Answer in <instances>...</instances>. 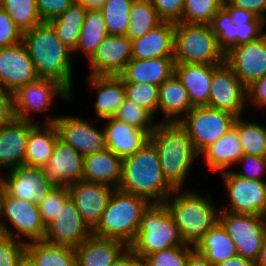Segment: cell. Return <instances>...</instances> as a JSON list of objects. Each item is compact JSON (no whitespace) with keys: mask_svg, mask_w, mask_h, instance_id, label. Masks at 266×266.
<instances>
[{"mask_svg":"<svg viewBox=\"0 0 266 266\" xmlns=\"http://www.w3.org/2000/svg\"><path fill=\"white\" fill-rule=\"evenodd\" d=\"M118 188L149 203H163L170 193H174L175 189L163 175L157 149L150 140L135 154L123 159Z\"/></svg>","mask_w":266,"mask_h":266,"instance_id":"cell-1","label":"cell"},{"mask_svg":"<svg viewBox=\"0 0 266 266\" xmlns=\"http://www.w3.org/2000/svg\"><path fill=\"white\" fill-rule=\"evenodd\" d=\"M39 78H52L72 93L73 53L57 38L49 22L25 31L22 38Z\"/></svg>","mask_w":266,"mask_h":266,"instance_id":"cell-2","label":"cell"},{"mask_svg":"<svg viewBox=\"0 0 266 266\" xmlns=\"http://www.w3.org/2000/svg\"><path fill=\"white\" fill-rule=\"evenodd\" d=\"M149 140L157 149L165 179L175 190H181L188 171L200 156L186 129L179 122H159Z\"/></svg>","mask_w":266,"mask_h":266,"instance_id":"cell-3","label":"cell"},{"mask_svg":"<svg viewBox=\"0 0 266 266\" xmlns=\"http://www.w3.org/2000/svg\"><path fill=\"white\" fill-rule=\"evenodd\" d=\"M175 193V194H174ZM163 202L178 227L183 242L195 247L202 237L218 222L219 211L210 197L198 193L175 190Z\"/></svg>","mask_w":266,"mask_h":266,"instance_id":"cell-4","label":"cell"},{"mask_svg":"<svg viewBox=\"0 0 266 266\" xmlns=\"http://www.w3.org/2000/svg\"><path fill=\"white\" fill-rule=\"evenodd\" d=\"M149 204L142 197L115 188L92 235L117 239L128 246L134 240L142 214Z\"/></svg>","mask_w":266,"mask_h":266,"instance_id":"cell-5","label":"cell"},{"mask_svg":"<svg viewBox=\"0 0 266 266\" xmlns=\"http://www.w3.org/2000/svg\"><path fill=\"white\" fill-rule=\"evenodd\" d=\"M184 244L164 203H150L144 210L139 230L128 247L145 259L155 252Z\"/></svg>","mask_w":266,"mask_h":266,"instance_id":"cell-6","label":"cell"},{"mask_svg":"<svg viewBox=\"0 0 266 266\" xmlns=\"http://www.w3.org/2000/svg\"><path fill=\"white\" fill-rule=\"evenodd\" d=\"M175 63L220 65L225 54L219 48L216 36L207 24L175 23Z\"/></svg>","mask_w":266,"mask_h":266,"instance_id":"cell-7","label":"cell"},{"mask_svg":"<svg viewBox=\"0 0 266 266\" xmlns=\"http://www.w3.org/2000/svg\"><path fill=\"white\" fill-rule=\"evenodd\" d=\"M236 116L208 106H194L179 122L187 131L192 145L200 154L234 126Z\"/></svg>","mask_w":266,"mask_h":266,"instance_id":"cell-8","label":"cell"},{"mask_svg":"<svg viewBox=\"0 0 266 266\" xmlns=\"http://www.w3.org/2000/svg\"><path fill=\"white\" fill-rule=\"evenodd\" d=\"M218 222L233 240L237 254L256 262L266 234V217L220 210Z\"/></svg>","mask_w":266,"mask_h":266,"instance_id":"cell-9","label":"cell"},{"mask_svg":"<svg viewBox=\"0 0 266 266\" xmlns=\"http://www.w3.org/2000/svg\"><path fill=\"white\" fill-rule=\"evenodd\" d=\"M56 95L69 100L72 94L52 78H38L17 88L12 93L15 118L33 122L30 113L49 110Z\"/></svg>","mask_w":266,"mask_h":266,"instance_id":"cell-10","label":"cell"},{"mask_svg":"<svg viewBox=\"0 0 266 266\" xmlns=\"http://www.w3.org/2000/svg\"><path fill=\"white\" fill-rule=\"evenodd\" d=\"M4 217L11 222L16 233L10 230L7 223H4ZM0 227L3 234L10 235L14 239L21 238L20 235L28 237L27 242L43 240L46 232L38 205L8 194L5 196L0 215Z\"/></svg>","mask_w":266,"mask_h":266,"instance_id":"cell-11","label":"cell"},{"mask_svg":"<svg viewBox=\"0 0 266 266\" xmlns=\"http://www.w3.org/2000/svg\"><path fill=\"white\" fill-rule=\"evenodd\" d=\"M225 182L230 205L222 210L266 217V181L241 178L232 171L220 173Z\"/></svg>","mask_w":266,"mask_h":266,"instance_id":"cell-12","label":"cell"},{"mask_svg":"<svg viewBox=\"0 0 266 266\" xmlns=\"http://www.w3.org/2000/svg\"><path fill=\"white\" fill-rule=\"evenodd\" d=\"M45 121V124H55L59 139L70 145L83 157L106 149L104 129L100 131L81 117L63 115L50 117Z\"/></svg>","mask_w":266,"mask_h":266,"instance_id":"cell-13","label":"cell"},{"mask_svg":"<svg viewBox=\"0 0 266 266\" xmlns=\"http://www.w3.org/2000/svg\"><path fill=\"white\" fill-rule=\"evenodd\" d=\"M247 100V88L224 62L213 72L208 107L241 117Z\"/></svg>","mask_w":266,"mask_h":266,"instance_id":"cell-14","label":"cell"},{"mask_svg":"<svg viewBox=\"0 0 266 266\" xmlns=\"http://www.w3.org/2000/svg\"><path fill=\"white\" fill-rule=\"evenodd\" d=\"M225 63L247 88L266 74V32L258 39L232 47Z\"/></svg>","mask_w":266,"mask_h":266,"instance_id":"cell-15","label":"cell"},{"mask_svg":"<svg viewBox=\"0 0 266 266\" xmlns=\"http://www.w3.org/2000/svg\"><path fill=\"white\" fill-rule=\"evenodd\" d=\"M83 156L58 139L48 164L42 167L46 182L53 189L67 188L83 180Z\"/></svg>","mask_w":266,"mask_h":266,"instance_id":"cell-16","label":"cell"},{"mask_svg":"<svg viewBox=\"0 0 266 266\" xmlns=\"http://www.w3.org/2000/svg\"><path fill=\"white\" fill-rule=\"evenodd\" d=\"M39 78L23 41L0 48V88L13 93Z\"/></svg>","mask_w":266,"mask_h":266,"instance_id":"cell-17","label":"cell"},{"mask_svg":"<svg viewBox=\"0 0 266 266\" xmlns=\"http://www.w3.org/2000/svg\"><path fill=\"white\" fill-rule=\"evenodd\" d=\"M91 235L92 230L84 222L75 203L69 199L56 218L46 226L43 240L76 248Z\"/></svg>","mask_w":266,"mask_h":266,"instance_id":"cell-18","label":"cell"},{"mask_svg":"<svg viewBox=\"0 0 266 266\" xmlns=\"http://www.w3.org/2000/svg\"><path fill=\"white\" fill-rule=\"evenodd\" d=\"M67 188L70 199L75 203L84 222L93 230L101 220L115 188L85 180L71 184Z\"/></svg>","mask_w":266,"mask_h":266,"instance_id":"cell-19","label":"cell"},{"mask_svg":"<svg viewBox=\"0 0 266 266\" xmlns=\"http://www.w3.org/2000/svg\"><path fill=\"white\" fill-rule=\"evenodd\" d=\"M266 22L256 17L251 23H232L229 12L222 6L209 24L219 48L227 53L232 47L249 43L261 37Z\"/></svg>","mask_w":266,"mask_h":266,"instance_id":"cell-20","label":"cell"},{"mask_svg":"<svg viewBox=\"0 0 266 266\" xmlns=\"http://www.w3.org/2000/svg\"><path fill=\"white\" fill-rule=\"evenodd\" d=\"M131 59V40L126 35H108L89 59L90 75H119Z\"/></svg>","mask_w":266,"mask_h":266,"instance_id":"cell-21","label":"cell"},{"mask_svg":"<svg viewBox=\"0 0 266 266\" xmlns=\"http://www.w3.org/2000/svg\"><path fill=\"white\" fill-rule=\"evenodd\" d=\"M4 180L7 186V194L30 201L36 205L40 204L53 188L46 182L41 167L20 165L8 170Z\"/></svg>","mask_w":266,"mask_h":266,"instance_id":"cell-22","label":"cell"},{"mask_svg":"<svg viewBox=\"0 0 266 266\" xmlns=\"http://www.w3.org/2000/svg\"><path fill=\"white\" fill-rule=\"evenodd\" d=\"M35 125V122L15 118L0 128V169L11 170L24 165L29 131Z\"/></svg>","mask_w":266,"mask_h":266,"instance_id":"cell-23","label":"cell"},{"mask_svg":"<svg viewBox=\"0 0 266 266\" xmlns=\"http://www.w3.org/2000/svg\"><path fill=\"white\" fill-rule=\"evenodd\" d=\"M104 127L106 148L122 159L135 154L149 141L150 135L114 117L106 118Z\"/></svg>","mask_w":266,"mask_h":266,"instance_id":"cell-24","label":"cell"},{"mask_svg":"<svg viewBox=\"0 0 266 266\" xmlns=\"http://www.w3.org/2000/svg\"><path fill=\"white\" fill-rule=\"evenodd\" d=\"M219 65L175 63L174 74L188 92L192 106H207L214 70Z\"/></svg>","mask_w":266,"mask_h":266,"instance_id":"cell-25","label":"cell"},{"mask_svg":"<svg viewBox=\"0 0 266 266\" xmlns=\"http://www.w3.org/2000/svg\"><path fill=\"white\" fill-rule=\"evenodd\" d=\"M174 58H132L119 74L123 83H143L160 86L174 74Z\"/></svg>","mask_w":266,"mask_h":266,"instance_id":"cell-26","label":"cell"},{"mask_svg":"<svg viewBox=\"0 0 266 266\" xmlns=\"http://www.w3.org/2000/svg\"><path fill=\"white\" fill-rule=\"evenodd\" d=\"M174 29V23L162 22L143 37L132 40V58H173Z\"/></svg>","mask_w":266,"mask_h":266,"instance_id":"cell-27","label":"cell"},{"mask_svg":"<svg viewBox=\"0 0 266 266\" xmlns=\"http://www.w3.org/2000/svg\"><path fill=\"white\" fill-rule=\"evenodd\" d=\"M127 247L123 241L91 235L75 248L76 266H111Z\"/></svg>","mask_w":266,"mask_h":266,"instance_id":"cell-28","label":"cell"},{"mask_svg":"<svg viewBox=\"0 0 266 266\" xmlns=\"http://www.w3.org/2000/svg\"><path fill=\"white\" fill-rule=\"evenodd\" d=\"M123 159L109 149L84 156L83 180L118 188L122 178Z\"/></svg>","mask_w":266,"mask_h":266,"instance_id":"cell-29","label":"cell"},{"mask_svg":"<svg viewBox=\"0 0 266 266\" xmlns=\"http://www.w3.org/2000/svg\"><path fill=\"white\" fill-rule=\"evenodd\" d=\"M89 76L90 83L98 92L95 102L97 117L100 120L114 117L126 98L123 79L119 75Z\"/></svg>","mask_w":266,"mask_h":266,"instance_id":"cell-30","label":"cell"},{"mask_svg":"<svg viewBox=\"0 0 266 266\" xmlns=\"http://www.w3.org/2000/svg\"><path fill=\"white\" fill-rule=\"evenodd\" d=\"M192 108L188 92L175 74L159 86L158 111L164 114V122H180Z\"/></svg>","mask_w":266,"mask_h":266,"instance_id":"cell-31","label":"cell"},{"mask_svg":"<svg viewBox=\"0 0 266 266\" xmlns=\"http://www.w3.org/2000/svg\"><path fill=\"white\" fill-rule=\"evenodd\" d=\"M211 171L225 172L231 164L239 161L243 155L241 141L237 130L233 127L216 142L211 143L201 153Z\"/></svg>","mask_w":266,"mask_h":266,"instance_id":"cell-32","label":"cell"},{"mask_svg":"<svg viewBox=\"0 0 266 266\" xmlns=\"http://www.w3.org/2000/svg\"><path fill=\"white\" fill-rule=\"evenodd\" d=\"M39 121L29 131L24 165L44 167L48 164L59 133L55 124L42 125Z\"/></svg>","mask_w":266,"mask_h":266,"instance_id":"cell-33","label":"cell"},{"mask_svg":"<svg viewBox=\"0 0 266 266\" xmlns=\"http://www.w3.org/2000/svg\"><path fill=\"white\" fill-rule=\"evenodd\" d=\"M26 256L35 266H76L74 247L44 240L26 242Z\"/></svg>","mask_w":266,"mask_h":266,"instance_id":"cell-34","label":"cell"},{"mask_svg":"<svg viewBox=\"0 0 266 266\" xmlns=\"http://www.w3.org/2000/svg\"><path fill=\"white\" fill-rule=\"evenodd\" d=\"M194 249L213 266L238 255L233 240L219 222L202 237Z\"/></svg>","mask_w":266,"mask_h":266,"instance_id":"cell-35","label":"cell"},{"mask_svg":"<svg viewBox=\"0 0 266 266\" xmlns=\"http://www.w3.org/2000/svg\"><path fill=\"white\" fill-rule=\"evenodd\" d=\"M86 12V7L74 1L65 12L49 21L58 40L72 52H74L78 44Z\"/></svg>","mask_w":266,"mask_h":266,"instance_id":"cell-36","label":"cell"},{"mask_svg":"<svg viewBox=\"0 0 266 266\" xmlns=\"http://www.w3.org/2000/svg\"><path fill=\"white\" fill-rule=\"evenodd\" d=\"M108 35L101 11L99 9H87L78 44L74 51H82L90 59Z\"/></svg>","mask_w":266,"mask_h":266,"instance_id":"cell-37","label":"cell"},{"mask_svg":"<svg viewBox=\"0 0 266 266\" xmlns=\"http://www.w3.org/2000/svg\"><path fill=\"white\" fill-rule=\"evenodd\" d=\"M126 36L132 41L143 37L163 21L149 0H134L129 16Z\"/></svg>","mask_w":266,"mask_h":266,"instance_id":"cell-38","label":"cell"},{"mask_svg":"<svg viewBox=\"0 0 266 266\" xmlns=\"http://www.w3.org/2000/svg\"><path fill=\"white\" fill-rule=\"evenodd\" d=\"M240 137L243 154L266 157V128L257 123L237 117L233 126Z\"/></svg>","mask_w":266,"mask_h":266,"instance_id":"cell-39","label":"cell"},{"mask_svg":"<svg viewBox=\"0 0 266 266\" xmlns=\"http://www.w3.org/2000/svg\"><path fill=\"white\" fill-rule=\"evenodd\" d=\"M134 0H107L99 9L109 35H126Z\"/></svg>","mask_w":266,"mask_h":266,"instance_id":"cell-40","label":"cell"},{"mask_svg":"<svg viewBox=\"0 0 266 266\" xmlns=\"http://www.w3.org/2000/svg\"><path fill=\"white\" fill-rule=\"evenodd\" d=\"M0 7L6 11L22 33L42 23L36 0H0Z\"/></svg>","mask_w":266,"mask_h":266,"instance_id":"cell-41","label":"cell"},{"mask_svg":"<svg viewBox=\"0 0 266 266\" xmlns=\"http://www.w3.org/2000/svg\"><path fill=\"white\" fill-rule=\"evenodd\" d=\"M223 0H184V11L181 22L209 25Z\"/></svg>","mask_w":266,"mask_h":266,"instance_id":"cell-42","label":"cell"},{"mask_svg":"<svg viewBox=\"0 0 266 266\" xmlns=\"http://www.w3.org/2000/svg\"><path fill=\"white\" fill-rule=\"evenodd\" d=\"M114 118L136 128H140L149 135L157 126V123L153 121L154 116L148 110L136 105L127 98L124 99L123 104L119 107Z\"/></svg>","mask_w":266,"mask_h":266,"instance_id":"cell-43","label":"cell"},{"mask_svg":"<svg viewBox=\"0 0 266 266\" xmlns=\"http://www.w3.org/2000/svg\"><path fill=\"white\" fill-rule=\"evenodd\" d=\"M126 98L155 115L159 104V86L143 83H123Z\"/></svg>","mask_w":266,"mask_h":266,"instance_id":"cell-44","label":"cell"},{"mask_svg":"<svg viewBox=\"0 0 266 266\" xmlns=\"http://www.w3.org/2000/svg\"><path fill=\"white\" fill-rule=\"evenodd\" d=\"M194 247L184 244L155 252L145 258L146 266H187Z\"/></svg>","mask_w":266,"mask_h":266,"instance_id":"cell-45","label":"cell"},{"mask_svg":"<svg viewBox=\"0 0 266 266\" xmlns=\"http://www.w3.org/2000/svg\"><path fill=\"white\" fill-rule=\"evenodd\" d=\"M26 256V242L0 235V266H19Z\"/></svg>","mask_w":266,"mask_h":266,"instance_id":"cell-46","label":"cell"},{"mask_svg":"<svg viewBox=\"0 0 266 266\" xmlns=\"http://www.w3.org/2000/svg\"><path fill=\"white\" fill-rule=\"evenodd\" d=\"M70 199L68 188L53 189L48 196L38 204L41 218L47 226L56 218L60 208Z\"/></svg>","mask_w":266,"mask_h":266,"instance_id":"cell-47","label":"cell"},{"mask_svg":"<svg viewBox=\"0 0 266 266\" xmlns=\"http://www.w3.org/2000/svg\"><path fill=\"white\" fill-rule=\"evenodd\" d=\"M163 22L179 23L184 11V0H149Z\"/></svg>","mask_w":266,"mask_h":266,"instance_id":"cell-48","label":"cell"},{"mask_svg":"<svg viewBox=\"0 0 266 266\" xmlns=\"http://www.w3.org/2000/svg\"><path fill=\"white\" fill-rule=\"evenodd\" d=\"M23 33L12 21L6 11L0 7V48L22 41Z\"/></svg>","mask_w":266,"mask_h":266,"instance_id":"cell-49","label":"cell"},{"mask_svg":"<svg viewBox=\"0 0 266 266\" xmlns=\"http://www.w3.org/2000/svg\"><path fill=\"white\" fill-rule=\"evenodd\" d=\"M75 0H36V7L42 22L60 16Z\"/></svg>","mask_w":266,"mask_h":266,"instance_id":"cell-50","label":"cell"},{"mask_svg":"<svg viewBox=\"0 0 266 266\" xmlns=\"http://www.w3.org/2000/svg\"><path fill=\"white\" fill-rule=\"evenodd\" d=\"M238 162H243L246 164L244 167V172L241 171H233V173L241 178L245 179H251V180H257V181H265L261 179L260 175H262V172L264 168L266 167V157H258L253 155H245L243 154L242 157L239 159ZM247 168V169H246Z\"/></svg>","mask_w":266,"mask_h":266,"instance_id":"cell-51","label":"cell"},{"mask_svg":"<svg viewBox=\"0 0 266 266\" xmlns=\"http://www.w3.org/2000/svg\"><path fill=\"white\" fill-rule=\"evenodd\" d=\"M248 99L257 107H266V74L247 87V102Z\"/></svg>","mask_w":266,"mask_h":266,"instance_id":"cell-52","label":"cell"},{"mask_svg":"<svg viewBox=\"0 0 266 266\" xmlns=\"http://www.w3.org/2000/svg\"><path fill=\"white\" fill-rule=\"evenodd\" d=\"M15 119L12 93L0 88V128Z\"/></svg>","mask_w":266,"mask_h":266,"instance_id":"cell-53","label":"cell"},{"mask_svg":"<svg viewBox=\"0 0 266 266\" xmlns=\"http://www.w3.org/2000/svg\"><path fill=\"white\" fill-rule=\"evenodd\" d=\"M229 5L248 10L266 22V0H225Z\"/></svg>","mask_w":266,"mask_h":266,"instance_id":"cell-54","label":"cell"},{"mask_svg":"<svg viewBox=\"0 0 266 266\" xmlns=\"http://www.w3.org/2000/svg\"><path fill=\"white\" fill-rule=\"evenodd\" d=\"M222 6L229 12L232 23H251L257 16L248 10L229 5L223 0Z\"/></svg>","mask_w":266,"mask_h":266,"instance_id":"cell-55","label":"cell"},{"mask_svg":"<svg viewBox=\"0 0 266 266\" xmlns=\"http://www.w3.org/2000/svg\"><path fill=\"white\" fill-rule=\"evenodd\" d=\"M111 266H146L145 259L127 247Z\"/></svg>","mask_w":266,"mask_h":266,"instance_id":"cell-56","label":"cell"},{"mask_svg":"<svg viewBox=\"0 0 266 266\" xmlns=\"http://www.w3.org/2000/svg\"><path fill=\"white\" fill-rule=\"evenodd\" d=\"M216 266H256V262L236 255L225 260L224 262L219 263Z\"/></svg>","mask_w":266,"mask_h":266,"instance_id":"cell-57","label":"cell"},{"mask_svg":"<svg viewBox=\"0 0 266 266\" xmlns=\"http://www.w3.org/2000/svg\"><path fill=\"white\" fill-rule=\"evenodd\" d=\"M187 266H213L202 254L195 249L189 254Z\"/></svg>","mask_w":266,"mask_h":266,"instance_id":"cell-58","label":"cell"},{"mask_svg":"<svg viewBox=\"0 0 266 266\" xmlns=\"http://www.w3.org/2000/svg\"><path fill=\"white\" fill-rule=\"evenodd\" d=\"M87 9H100L107 0H75Z\"/></svg>","mask_w":266,"mask_h":266,"instance_id":"cell-59","label":"cell"},{"mask_svg":"<svg viewBox=\"0 0 266 266\" xmlns=\"http://www.w3.org/2000/svg\"><path fill=\"white\" fill-rule=\"evenodd\" d=\"M256 266H266V234L263 238L261 251L256 261Z\"/></svg>","mask_w":266,"mask_h":266,"instance_id":"cell-60","label":"cell"},{"mask_svg":"<svg viewBox=\"0 0 266 266\" xmlns=\"http://www.w3.org/2000/svg\"><path fill=\"white\" fill-rule=\"evenodd\" d=\"M7 194V186L6 182L4 180V177H0V215L2 212L3 204H4V199Z\"/></svg>","mask_w":266,"mask_h":266,"instance_id":"cell-61","label":"cell"},{"mask_svg":"<svg viewBox=\"0 0 266 266\" xmlns=\"http://www.w3.org/2000/svg\"><path fill=\"white\" fill-rule=\"evenodd\" d=\"M19 266H35V265L27 256H25Z\"/></svg>","mask_w":266,"mask_h":266,"instance_id":"cell-62","label":"cell"}]
</instances>
